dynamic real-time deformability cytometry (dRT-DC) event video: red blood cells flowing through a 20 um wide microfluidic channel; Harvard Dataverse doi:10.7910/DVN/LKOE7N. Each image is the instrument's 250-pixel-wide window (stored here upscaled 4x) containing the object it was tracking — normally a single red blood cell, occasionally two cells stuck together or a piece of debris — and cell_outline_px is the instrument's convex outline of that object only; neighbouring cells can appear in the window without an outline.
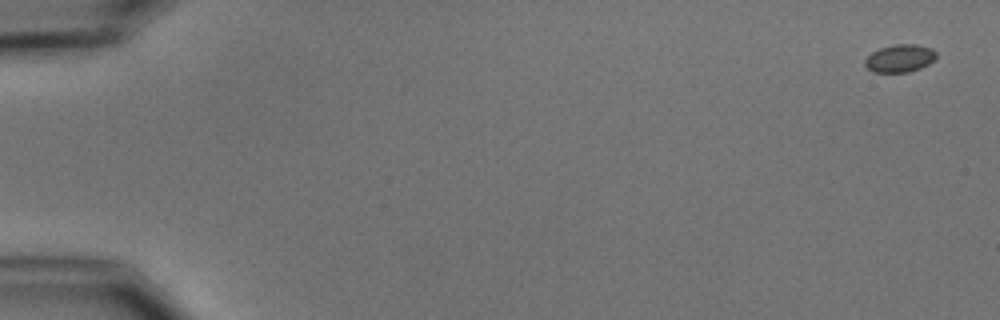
{"species": "common noctule bat (a hibernating species)", "species_latin": "Nyctalus noctula", "temperature_condition": "cold", "stored_images_in_passage": 7, "camera_frame_rate_fps": 3000, "um_per_image_px": 0.085, "animal": {"sex": "male", "body_mass_g": 15.6}, "frame": {"image": 1, "passage_image": 1, "time_ms": 0.0, "image_size_px": [1000, 320], "cell_outline_px": [[936, 60], [920, 68], [908, 72], [872, 72], [864, 64], [864, 60], [872, 52], [880, 48], [896, 44], [916, 44], [932, 48], [936, 52]], "centroid_in_image_um": [76.5, 4.95], "position_along_channel_um": 8.5, "area_um2": 11.56}}
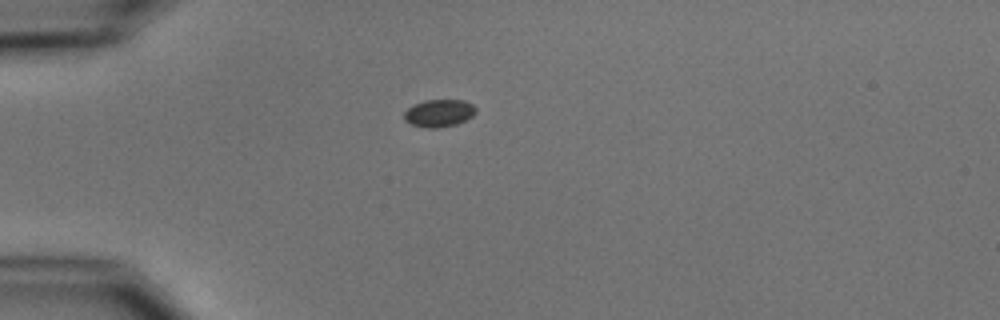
{"frame": {"image": 2, "passage_image": 5, "time_ms": 4.667, "image_size_px": [1000, 320], "cell_outline_px": [[476, 112], [472, 116], [456, 124], [436, 128], [424, 128], [412, 124], [404, 120], [404, 112], [412, 104], [424, 100], [464, 100], [472, 104], [476, 108]], "centroid_in_image_um": [37.29, 9.61], "position_along_channel_um": 47.7, "area_um2": 11.5}}